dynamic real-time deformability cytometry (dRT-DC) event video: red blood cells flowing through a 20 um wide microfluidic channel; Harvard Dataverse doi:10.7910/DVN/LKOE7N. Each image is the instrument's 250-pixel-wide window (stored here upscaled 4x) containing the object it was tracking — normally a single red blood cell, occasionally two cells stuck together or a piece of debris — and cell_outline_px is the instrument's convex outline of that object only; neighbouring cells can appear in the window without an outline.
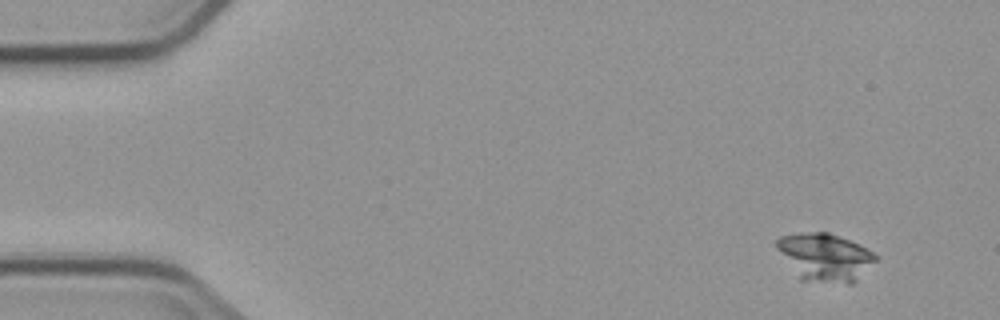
{"species": "common noctule bat (a hibernating species)", "species_latin": "Nyctalus noctula", "temperature_condition": "cold", "stored_images_in_passage": 4, "camera_frame_rate_fps": 3000, "um_per_image_px": 0.085, "animal": {"sex": "male", "body_mass_g": 23.1, "forearm_length_mm": 52.7}, "frame": {"image": 1, "passage_image": 1, "time_ms": 0.0, "image_size_px": [1000, 320], "cell_outline_px": [[880, 256], [852, 284], [848, 284], [800, 280], [776, 248], [776, 240], [780, 236], [800, 232], [828, 232], [860, 244]], "centroid_in_image_um": [70.12, 21.85], "position_along_channel_um": 14.9, "area_um2": 27.63}}
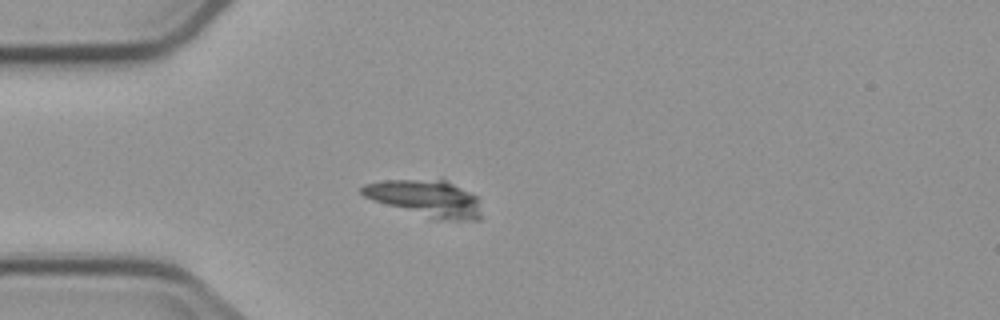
{"frame": {"image": 2, "passage_image": 4, "time_ms": 3.667, "image_size_px": [1000, 320], "cell_outline_px": [[480, 220], [428, 220], [372, 200], [364, 196], [360, 192], [360, 188], [364, 184], [384, 180], [440, 176], [476, 196], [480, 216]], "centroid_in_image_um": [36.13, 16.83], "position_along_channel_um": 48.9, "area_um2": 26.65}}